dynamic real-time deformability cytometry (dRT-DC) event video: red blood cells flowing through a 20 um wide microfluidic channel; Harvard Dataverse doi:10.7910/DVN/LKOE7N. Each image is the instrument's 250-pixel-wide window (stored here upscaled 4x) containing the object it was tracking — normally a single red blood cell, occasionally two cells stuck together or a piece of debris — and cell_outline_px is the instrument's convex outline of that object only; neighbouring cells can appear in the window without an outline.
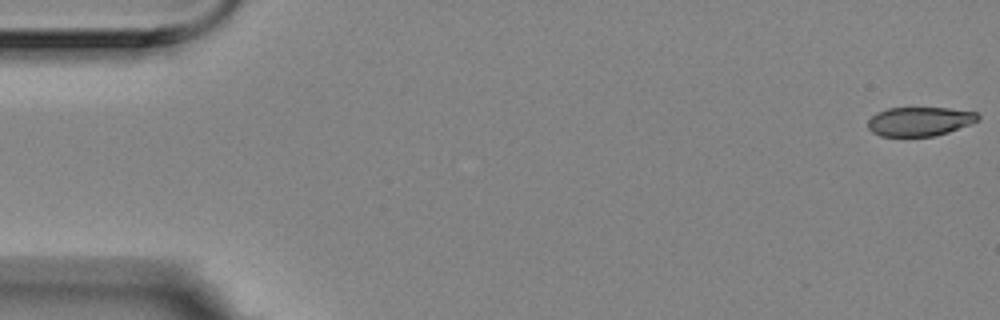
{"species": "Egyptian fruit bat (a non-hibernating species)", "species_latin": "Rousettus aegyptiacus", "temperature_condition": "room temperature", "stored_images_in_passage": 6, "camera_frame_rate_fps": 3000, "um_per_image_px": 0.085, "animal": {"sex": "female"}, "frame": {"image": 1, "passage_image": 1, "time_ms": 0.0, "image_size_px": [1000, 320], "cell_outline_px": [[980, 120], [948, 132], [936, 136], [880, 136], [872, 132], [868, 128], [868, 120], [876, 112], [888, 108], [948, 108], [976, 112], [980, 116]], "centroid_in_image_um": [78.16, 10.32], "position_along_channel_um": 6.8, "area_um2": 18.67}}
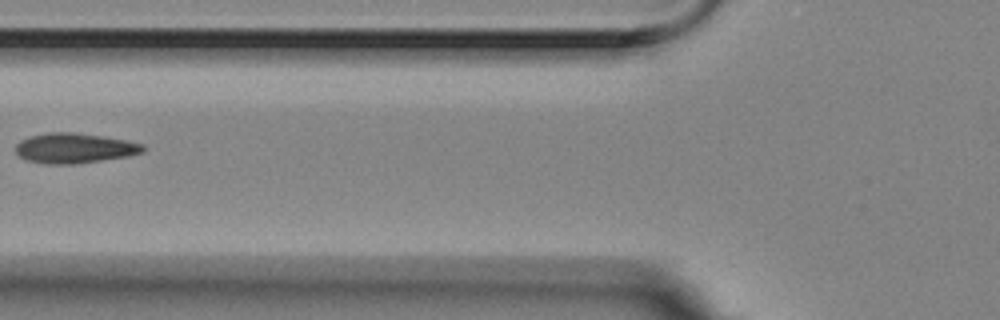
{"frame": {"image": 2, "passage_image": 6, "time_ms": 1.667, "image_size_px": [1000, 320], "cell_outline_px": [[144, 152], [128, 156], [76, 164], [44, 164], [28, 160], [20, 156], [16, 152], [16, 144], [20, 140], [28, 136], [48, 132], [76, 132], [104, 136], [128, 140], [144, 144]], "centroid_in_image_um": [6.34, 12.58], "position_along_channel_um": 119.5, "area_um2": 22.54}}